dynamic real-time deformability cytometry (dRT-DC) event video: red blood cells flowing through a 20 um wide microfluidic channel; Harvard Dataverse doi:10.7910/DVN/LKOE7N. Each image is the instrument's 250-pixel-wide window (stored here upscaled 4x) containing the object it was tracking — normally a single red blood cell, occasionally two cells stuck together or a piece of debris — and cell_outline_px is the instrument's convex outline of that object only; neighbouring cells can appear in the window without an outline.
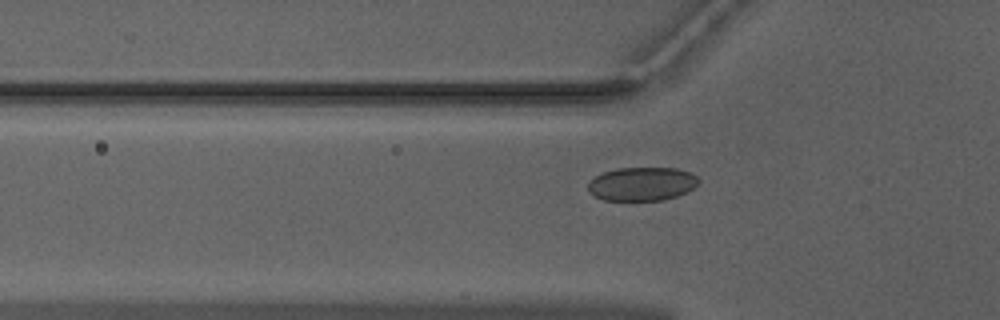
{"species": "Egyptian fruit bat (a non-hibernating species)", "species_latin": "Rousettus aegyptiacus", "temperature_condition": "warm", "stored_images_in_passage": 33, "camera_frame_rate_fps": 3000, "um_per_image_px": 0.085, "animal": {"sex": "male"}, "frame": {"image": 1, "passage_image": 5, "time_ms": 1.333, "image_size_px": [1000, 320], "cell_outline_px": [[700, 180], [692, 188], [676, 196], [664, 200], [604, 200], [588, 192], [588, 184], [596, 176], [604, 172], [616, 168], [676, 168], [688, 172], [696, 176]], "centroid_in_image_um": [54.54, 15.63], "position_along_channel_um": 71.3, "area_um2": 21.39}}
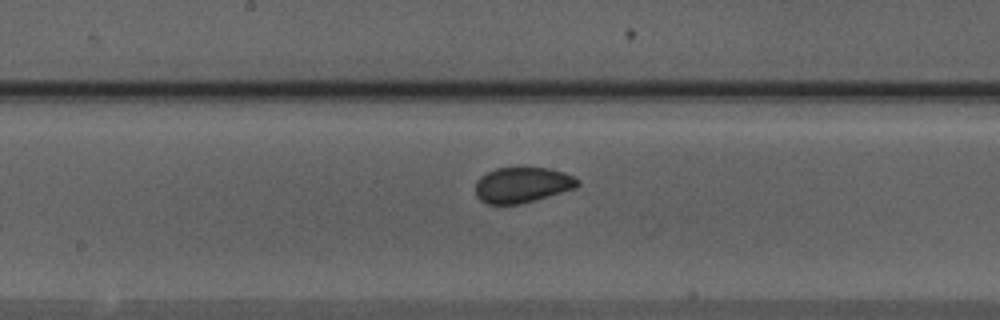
{"frame": {"image": 2, "passage_image": 15, "time_ms": 4.667, "image_size_px": [1000, 320], "cell_outline_px": [[580, 184], [576, 188], [520, 204], [488, 204], [480, 200], [476, 196], [476, 180], [480, 176], [496, 168], [548, 168], [564, 172], [580, 180]], "centroid_in_image_um": [44.39, 15.72], "position_along_channel_um": 203.8, "area_um2": 21.1}}
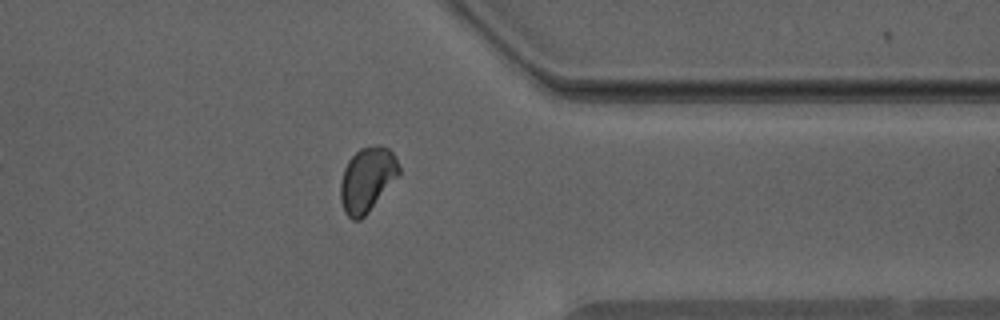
{"frame": {"image": 3, "passage_image": 29, "time_ms": 9.333, "image_size_px": [1000, 320], "cell_outline_px": [[400, 172], [368, 212], [360, 220], [352, 220], [344, 212], [340, 200], [340, 180], [344, 168], [348, 160], [360, 148], [376, 144], [380, 144], [388, 148], [396, 156], [400, 168]], "centroid_in_image_um": [31.18, 15.23], "position_along_channel_um": 380.2, "area_um2": 21.96}, "authors_computed_cell_mechanics": {"area_um2": 21.4438, "velocity_mm_per_s": 3.9629, "shape_relaxation_time_tau1_ms": 2.3123, "shape_relaxation_time_tau2_ms": null, "deformation_change_tau1": 0.0598, "deformation_change_tau2": null}}